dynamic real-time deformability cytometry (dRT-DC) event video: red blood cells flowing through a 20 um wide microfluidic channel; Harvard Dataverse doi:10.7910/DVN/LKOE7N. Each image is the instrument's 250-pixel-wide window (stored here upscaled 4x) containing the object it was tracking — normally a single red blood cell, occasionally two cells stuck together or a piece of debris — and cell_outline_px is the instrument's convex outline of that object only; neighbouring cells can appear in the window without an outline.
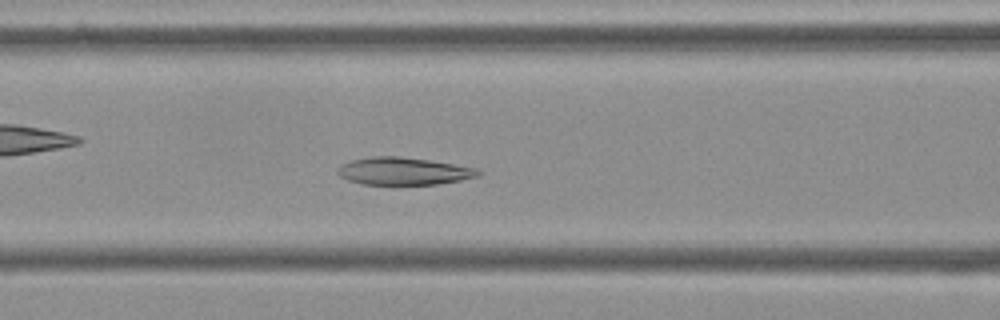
{"species": "Egyptian fruit bat (a non-hibernating species)", "species_latin": "Rousettus aegyptiacus", "temperature_condition": "cold", "stored_images_in_passage": 55, "camera_frame_rate_fps": 3000, "um_per_image_px": 0.085, "frame": {"image": 1, "passage_image": 22, "time_ms": 7.0, "image_size_px": [1000, 320], "cell_outline_px": [[480, 172], [476, 176], [460, 180], [440, 184], [364, 184], [348, 180], [340, 176], [336, 172], [340, 164], [352, 160], [372, 156], [396, 156], [428, 160], [476, 168]], "centroid_in_image_um": [34.24, 14.54], "position_along_channel_um": 132.4, "area_um2": 22.2}}
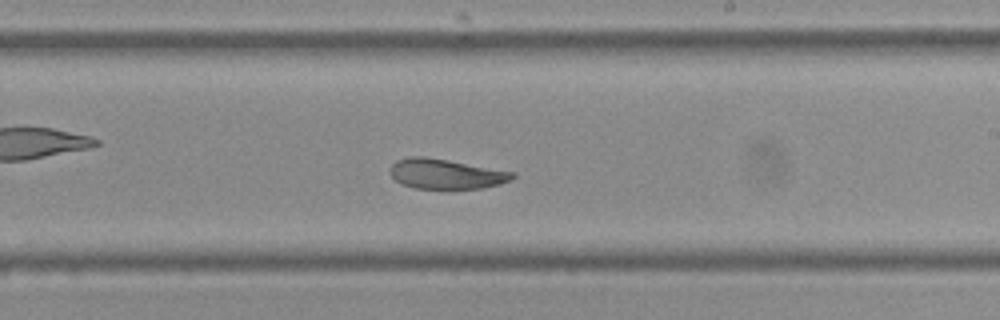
{"frame": {"image": 2, "passage_image": 32, "time_ms": 10.333, "image_size_px": [1000, 320], "cell_outline_px": [[516, 176], [512, 180], [500, 184], [480, 188], [416, 188], [404, 184], [396, 180], [388, 172], [388, 168], [396, 160], [408, 156], [424, 156], [448, 160], [516, 172]], "centroid_in_image_um": [37.9, 14.76], "position_along_channel_um": 251.1, "area_um2": 21.39}}
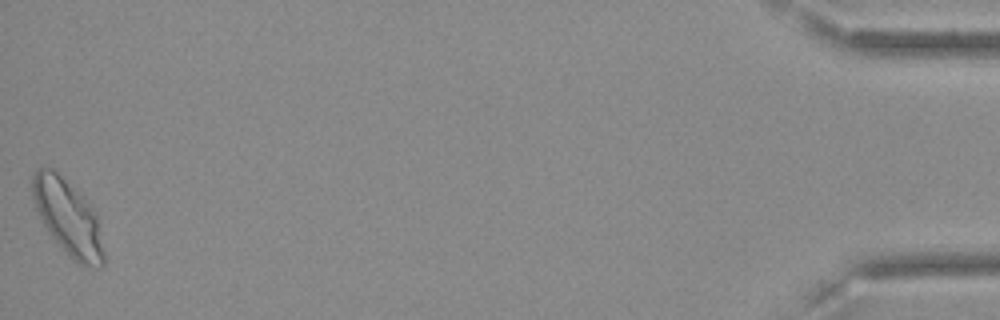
{"frame": {"image": 3, "passage_image": 55, "time_ms": 18.0, "image_size_px": [1000, 320], "cell_outline_px": [[104, 264], [100, 268], [84, 268], [76, 264], [68, 256], [48, 232], [36, 208], [32, 196], [32, 176], [40, 168], [52, 168], [88, 204], [96, 216], [104, 252]], "centroid_in_image_um": [5.78, 18.6], "position_along_channel_um": 429.4, "area_um2": 30.69}, "authors_computed_cell_mechanics": {"area_um2": 23.987, "velocity_mm_per_s": 3.5724, "shape_relaxation_time_tau1_ms": 9.913, "shape_relaxation_time_tau2_ms": 3.7682, "deformation_change_tau1": 0.1877, "deformation_change_tau2": 0.0775}}